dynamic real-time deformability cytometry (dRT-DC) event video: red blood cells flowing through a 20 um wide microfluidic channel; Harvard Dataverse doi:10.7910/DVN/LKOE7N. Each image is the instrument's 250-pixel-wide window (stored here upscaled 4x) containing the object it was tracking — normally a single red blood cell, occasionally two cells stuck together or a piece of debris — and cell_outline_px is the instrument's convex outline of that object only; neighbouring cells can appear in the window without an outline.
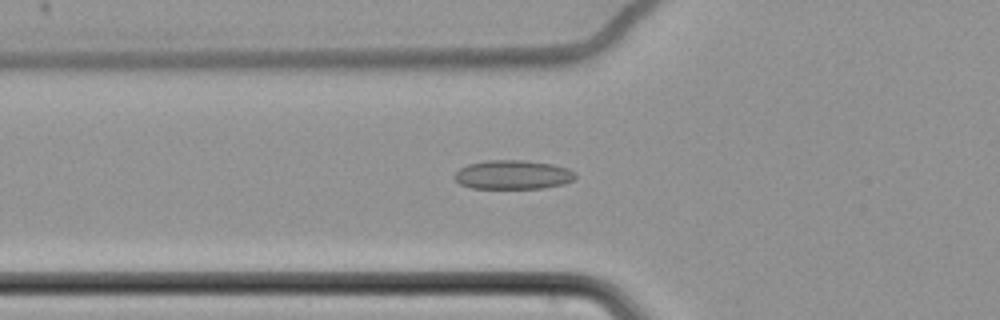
{"species": "common noctule bat (a hibernating species)", "species_latin": "Nyctalus noctula", "temperature_condition": "cold", "stored_images_in_passage": 64, "camera_frame_rate_fps": 3000, "um_per_image_px": 0.085, "animal": {"sex": "female", "body_mass_g": 22.7, "forearm_length_mm": 54.2}, "frame": {"image": 1, "passage_image": 26, "time_ms": 8.333, "image_size_px": [1000, 320], "cell_outline_px": [[576, 176], [572, 180], [564, 184], [544, 188], [472, 188], [460, 184], [452, 176], [460, 168], [468, 164], [488, 160], [524, 160], [552, 164], [568, 168], [576, 172]], "centroid_in_image_um": [43.6, 14.85], "position_along_channel_um": 82.2, "area_um2": 20.52}}
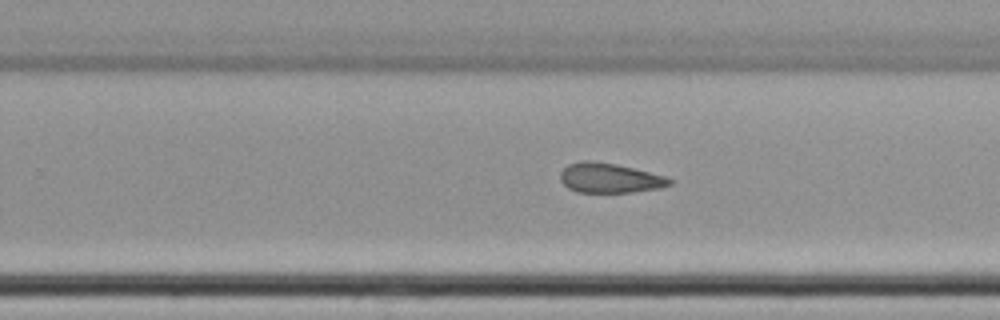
{"frame": {"image": 2, "passage_image": 43, "time_ms": 14.0, "image_size_px": [1000, 320], "cell_outline_px": [[672, 184], [660, 188], [632, 192], [576, 192], [568, 188], [560, 180], [560, 172], [568, 164], [580, 160], [588, 160], [616, 164], [664, 176], [672, 180]], "centroid_in_image_um": [51.78, 15.13], "position_along_channel_um": 278.0, "area_um2": 18.84}}
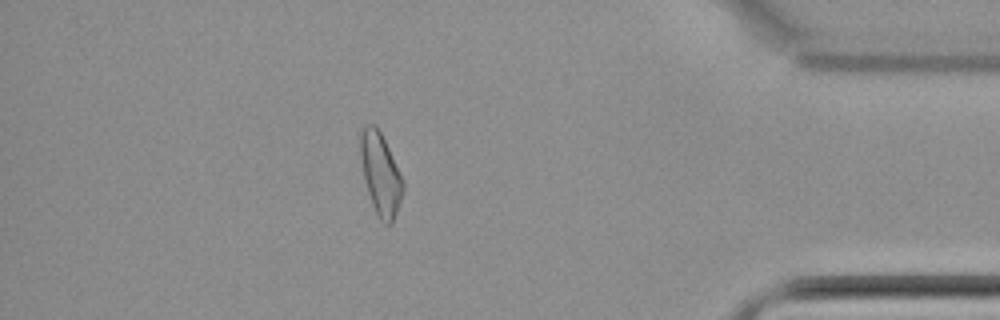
{"frame": {"image": 3, "passage_image": 57, "time_ms": 18.667, "image_size_px": [1000, 320], "cell_outline_px": [[404, 188], [392, 224], [384, 224], [380, 220], [372, 204], [364, 180], [356, 144], [360, 128], [368, 124], [376, 124], [404, 180]], "centroid_in_image_um": [32.28, 14.71], "position_along_channel_um": 402.9, "area_um2": 20.81}}